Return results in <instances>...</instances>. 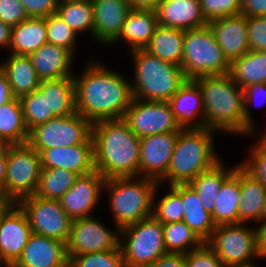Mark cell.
<instances>
[{"mask_svg":"<svg viewBox=\"0 0 266 267\" xmlns=\"http://www.w3.org/2000/svg\"><path fill=\"white\" fill-rule=\"evenodd\" d=\"M87 61L79 76L73 75L76 112L92 124L121 119L133 99L129 77L96 57Z\"/></svg>","mask_w":266,"mask_h":267,"instance_id":"1","label":"cell"},{"mask_svg":"<svg viewBox=\"0 0 266 267\" xmlns=\"http://www.w3.org/2000/svg\"><path fill=\"white\" fill-rule=\"evenodd\" d=\"M94 166L105 178L139 176L140 138L121 119L92 125Z\"/></svg>","mask_w":266,"mask_h":267,"instance_id":"2","label":"cell"},{"mask_svg":"<svg viewBox=\"0 0 266 267\" xmlns=\"http://www.w3.org/2000/svg\"><path fill=\"white\" fill-rule=\"evenodd\" d=\"M193 81L202 94L205 127L221 134L244 137V91L229 73L197 77Z\"/></svg>","mask_w":266,"mask_h":267,"instance_id":"3","label":"cell"},{"mask_svg":"<svg viewBox=\"0 0 266 267\" xmlns=\"http://www.w3.org/2000/svg\"><path fill=\"white\" fill-rule=\"evenodd\" d=\"M218 131L207 127L202 129H181L178 133L171 162L160 185L188 184L200 173L214 167L222 160L215 149Z\"/></svg>","mask_w":266,"mask_h":267,"instance_id":"4","label":"cell"},{"mask_svg":"<svg viewBox=\"0 0 266 267\" xmlns=\"http://www.w3.org/2000/svg\"><path fill=\"white\" fill-rule=\"evenodd\" d=\"M129 52L134 63L130 78L133 98L167 102L186 82L180 66L163 61L144 49Z\"/></svg>","mask_w":266,"mask_h":267,"instance_id":"5","label":"cell"},{"mask_svg":"<svg viewBox=\"0 0 266 267\" xmlns=\"http://www.w3.org/2000/svg\"><path fill=\"white\" fill-rule=\"evenodd\" d=\"M159 183L142 176L106 179L108 209L114 225L122 229L152 216L153 195Z\"/></svg>","mask_w":266,"mask_h":267,"instance_id":"6","label":"cell"},{"mask_svg":"<svg viewBox=\"0 0 266 267\" xmlns=\"http://www.w3.org/2000/svg\"><path fill=\"white\" fill-rule=\"evenodd\" d=\"M181 68L187 80L230 72V63L208 24L185 31Z\"/></svg>","mask_w":266,"mask_h":267,"instance_id":"7","label":"cell"},{"mask_svg":"<svg viewBox=\"0 0 266 267\" xmlns=\"http://www.w3.org/2000/svg\"><path fill=\"white\" fill-rule=\"evenodd\" d=\"M119 246L126 267L152 265L166 254L163 224L153 216L120 229Z\"/></svg>","mask_w":266,"mask_h":267,"instance_id":"8","label":"cell"},{"mask_svg":"<svg viewBox=\"0 0 266 267\" xmlns=\"http://www.w3.org/2000/svg\"><path fill=\"white\" fill-rule=\"evenodd\" d=\"M206 243L226 267H250L260 260L254 225H218Z\"/></svg>","mask_w":266,"mask_h":267,"instance_id":"9","label":"cell"},{"mask_svg":"<svg viewBox=\"0 0 266 267\" xmlns=\"http://www.w3.org/2000/svg\"><path fill=\"white\" fill-rule=\"evenodd\" d=\"M7 176L0 194L11 203L34 195L38 186L40 154L28 143L9 145L7 149Z\"/></svg>","mask_w":266,"mask_h":267,"instance_id":"10","label":"cell"},{"mask_svg":"<svg viewBox=\"0 0 266 267\" xmlns=\"http://www.w3.org/2000/svg\"><path fill=\"white\" fill-rule=\"evenodd\" d=\"M92 125L77 112L69 116L55 117L32 128L27 143L39 154L51 147L94 143Z\"/></svg>","mask_w":266,"mask_h":267,"instance_id":"11","label":"cell"},{"mask_svg":"<svg viewBox=\"0 0 266 267\" xmlns=\"http://www.w3.org/2000/svg\"><path fill=\"white\" fill-rule=\"evenodd\" d=\"M17 204L26 214L32 233L67 243L72 219L61 207L59 200L30 195Z\"/></svg>","mask_w":266,"mask_h":267,"instance_id":"12","label":"cell"},{"mask_svg":"<svg viewBox=\"0 0 266 267\" xmlns=\"http://www.w3.org/2000/svg\"><path fill=\"white\" fill-rule=\"evenodd\" d=\"M120 229L112 230L97 217L89 216L72 220L70 236L66 243L67 257L84 253L104 252L119 247Z\"/></svg>","mask_w":266,"mask_h":267,"instance_id":"13","label":"cell"},{"mask_svg":"<svg viewBox=\"0 0 266 267\" xmlns=\"http://www.w3.org/2000/svg\"><path fill=\"white\" fill-rule=\"evenodd\" d=\"M122 119L139 138L181 130L168 102L133 98Z\"/></svg>","mask_w":266,"mask_h":267,"instance_id":"14","label":"cell"},{"mask_svg":"<svg viewBox=\"0 0 266 267\" xmlns=\"http://www.w3.org/2000/svg\"><path fill=\"white\" fill-rule=\"evenodd\" d=\"M31 234L26 214L11 203L0 216V267H11L17 261Z\"/></svg>","mask_w":266,"mask_h":267,"instance_id":"15","label":"cell"},{"mask_svg":"<svg viewBox=\"0 0 266 267\" xmlns=\"http://www.w3.org/2000/svg\"><path fill=\"white\" fill-rule=\"evenodd\" d=\"M106 179L95 169L79 175L72 187L59 199L61 207L73 220L93 216L97 209Z\"/></svg>","mask_w":266,"mask_h":267,"instance_id":"16","label":"cell"},{"mask_svg":"<svg viewBox=\"0 0 266 267\" xmlns=\"http://www.w3.org/2000/svg\"><path fill=\"white\" fill-rule=\"evenodd\" d=\"M178 133H159L140 138L139 176L157 182L165 176Z\"/></svg>","mask_w":266,"mask_h":267,"instance_id":"17","label":"cell"},{"mask_svg":"<svg viewBox=\"0 0 266 267\" xmlns=\"http://www.w3.org/2000/svg\"><path fill=\"white\" fill-rule=\"evenodd\" d=\"M93 39L109 46L119 37L128 12L127 0H93Z\"/></svg>","mask_w":266,"mask_h":267,"instance_id":"18","label":"cell"},{"mask_svg":"<svg viewBox=\"0 0 266 267\" xmlns=\"http://www.w3.org/2000/svg\"><path fill=\"white\" fill-rule=\"evenodd\" d=\"M11 267H69L66 243L32 233Z\"/></svg>","mask_w":266,"mask_h":267,"instance_id":"19","label":"cell"},{"mask_svg":"<svg viewBox=\"0 0 266 267\" xmlns=\"http://www.w3.org/2000/svg\"><path fill=\"white\" fill-rule=\"evenodd\" d=\"M207 24L229 63L249 51L246 16L212 19Z\"/></svg>","mask_w":266,"mask_h":267,"instance_id":"20","label":"cell"},{"mask_svg":"<svg viewBox=\"0 0 266 267\" xmlns=\"http://www.w3.org/2000/svg\"><path fill=\"white\" fill-rule=\"evenodd\" d=\"M42 168H61L78 175L90 173L94 166V143L51 147L40 153Z\"/></svg>","mask_w":266,"mask_h":267,"instance_id":"21","label":"cell"},{"mask_svg":"<svg viewBox=\"0 0 266 267\" xmlns=\"http://www.w3.org/2000/svg\"><path fill=\"white\" fill-rule=\"evenodd\" d=\"M167 102L181 129L205 128L203 98L193 80H186Z\"/></svg>","mask_w":266,"mask_h":267,"instance_id":"22","label":"cell"},{"mask_svg":"<svg viewBox=\"0 0 266 267\" xmlns=\"http://www.w3.org/2000/svg\"><path fill=\"white\" fill-rule=\"evenodd\" d=\"M158 25L191 30L207 25L200 0H161L156 10Z\"/></svg>","mask_w":266,"mask_h":267,"instance_id":"23","label":"cell"},{"mask_svg":"<svg viewBox=\"0 0 266 267\" xmlns=\"http://www.w3.org/2000/svg\"><path fill=\"white\" fill-rule=\"evenodd\" d=\"M29 57L41 80L60 79L74 75L75 56L66 48L46 43Z\"/></svg>","mask_w":266,"mask_h":267,"instance_id":"24","label":"cell"},{"mask_svg":"<svg viewBox=\"0 0 266 267\" xmlns=\"http://www.w3.org/2000/svg\"><path fill=\"white\" fill-rule=\"evenodd\" d=\"M157 26L156 11L130 10L119 37L110 46L121 42L129 51L144 49Z\"/></svg>","mask_w":266,"mask_h":267,"instance_id":"25","label":"cell"},{"mask_svg":"<svg viewBox=\"0 0 266 267\" xmlns=\"http://www.w3.org/2000/svg\"><path fill=\"white\" fill-rule=\"evenodd\" d=\"M170 187L182 198L184 207L182 221L206 243L216 228L211 214L205 210L197 193L189 184H174Z\"/></svg>","mask_w":266,"mask_h":267,"instance_id":"26","label":"cell"},{"mask_svg":"<svg viewBox=\"0 0 266 267\" xmlns=\"http://www.w3.org/2000/svg\"><path fill=\"white\" fill-rule=\"evenodd\" d=\"M266 187L240 164V202L238 223L261 222Z\"/></svg>","mask_w":266,"mask_h":267,"instance_id":"27","label":"cell"},{"mask_svg":"<svg viewBox=\"0 0 266 267\" xmlns=\"http://www.w3.org/2000/svg\"><path fill=\"white\" fill-rule=\"evenodd\" d=\"M0 71L7 77L16 98L33 92L41 83L30 57L26 55L9 54L0 63Z\"/></svg>","mask_w":266,"mask_h":267,"instance_id":"28","label":"cell"},{"mask_svg":"<svg viewBox=\"0 0 266 267\" xmlns=\"http://www.w3.org/2000/svg\"><path fill=\"white\" fill-rule=\"evenodd\" d=\"M240 202V163L234 172L222 183L214 203L212 220L216 226L238 223Z\"/></svg>","mask_w":266,"mask_h":267,"instance_id":"29","label":"cell"},{"mask_svg":"<svg viewBox=\"0 0 266 267\" xmlns=\"http://www.w3.org/2000/svg\"><path fill=\"white\" fill-rule=\"evenodd\" d=\"M47 43L44 18L30 17L12 27L10 54L29 56Z\"/></svg>","mask_w":266,"mask_h":267,"instance_id":"30","label":"cell"},{"mask_svg":"<svg viewBox=\"0 0 266 267\" xmlns=\"http://www.w3.org/2000/svg\"><path fill=\"white\" fill-rule=\"evenodd\" d=\"M185 31L158 25L144 50L159 59L181 67Z\"/></svg>","mask_w":266,"mask_h":267,"instance_id":"31","label":"cell"},{"mask_svg":"<svg viewBox=\"0 0 266 267\" xmlns=\"http://www.w3.org/2000/svg\"><path fill=\"white\" fill-rule=\"evenodd\" d=\"M38 89L42 96H46L48 111L55 117L69 116L76 112L73 77L41 80Z\"/></svg>","mask_w":266,"mask_h":267,"instance_id":"32","label":"cell"},{"mask_svg":"<svg viewBox=\"0 0 266 267\" xmlns=\"http://www.w3.org/2000/svg\"><path fill=\"white\" fill-rule=\"evenodd\" d=\"M222 160L211 169L200 173L188 184L197 193L205 210L212 215L217 193L222 183L234 172L237 165L232 167L224 165Z\"/></svg>","mask_w":266,"mask_h":267,"instance_id":"33","label":"cell"},{"mask_svg":"<svg viewBox=\"0 0 266 267\" xmlns=\"http://www.w3.org/2000/svg\"><path fill=\"white\" fill-rule=\"evenodd\" d=\"M229 75L242 89L266 83V52L249 50L230 63Z\"/></svg>","mask_w":266,"mask_h":267,"instance_id":"34","label":"cell"},{"mask_svg":"<svg viewBox=\"0 0 266 267\" xmlns=\"http://www.w3.org/2000/svg\"><path fill=\"white\" fill-rule=\"evenodd\" d=\"M27 130L19 98L0 106V138L4 143L25 144L28 141Z\"/></svg>","mask_w":266,"mask_h":267,"instance_id":"35","label":"cell"},{"mask_svg":"<svg viewBox=\"0 0 266 267\" xmlns=\"http://www.w3.org/2000/svg\"><path fill=\"white\" fill-rule=\"evenodd\" d=\"M56 13L78 36L86 32L93 39L94 15L91 2L60 0Z\"/></svg>","mask_w":266,"mask_h":267,"instance_id":"36","label":"cell"},{"mask_svg":"<svg viewBox=\"0 0 266 267\" xmlns=\"http://www.w3.org/2000/svg\"><path fill=\"white\" fill-rule=\"evenodd\" d=\"M79 175L61 168H42L35 196L59 200Z\"/></svg>","mask_w":266,"mask_h":267,"instance_id":"37","label":"cell"},{"mask_svg":"<svg viewBox=\"0 0 266 267\" xmlns=\"http://www.w3.org/2000/svg\"><path fill=\"white\" fill-rule=\"evenodd\" d=\"M163 239L167 253L186 254L204 244L184 221L163 224Z\"/></svg>","mask_w":266,"mask_h":267,"instance_id":"38","label":"cell"},{"mask_svg":"<svg viewBox=\"0 0 266 267\" xmlns=\"http://www.w3.org/2000/svg\"><path fill=\"white\" fill-rule=\"evenodd\" d=\"M160 187L162 186L158 184L154 191L152 216L162 224L182 221L184 216L182 198L170 186L167 187L166 194L158 195ZM159 196L161 198L157 199Z\"/></svg>","mask_w":266,"mask_h":267,"instance_id":"39","label":"cell"},{"mask_svg":"<svg viewBox=\"0 0 266 267\" xmlns=\"http://www.w3.org/2000/svg\"><path fill=\"white\" fill-rule=\"evenodd\" d=\"M25 126L30 131L35 126L55 118L51 111H48L46 96H42L37 88L33 92L19 98Z\"/></svg>","mask_w":266,"mask_h":267,"instance_id":"40","label":"cell"},{"mask_svg":"<svg viewBox=\"0 0 266 267\" xmlns=\"http://www.w3.org/2000/svg\"><path fill=\"white\" fill-rule=\"evenodd\" d=\"M44 19L46 21L47 43L66 48L75 56L76 51H78V35L57 13L50 14Z\"/></svg>","mask_w":266,"mask_h":267,"instance_id":"41","label":"cell"},{"mask_svg":"<svg viewBox=\"0 0 266 267\" xmlns=\"http://www.w3.org/2000/svg\"><path fill=\"white\" fill-rule=\"evenodd\" d=\"M254 136L258 139L251 143L247 151L250 154L239 163L266 187V133L258 132L248 137L254 138Z\"/></svg>","mask_w":266,"mask_h":267,"instance_id":"42","label":"cell"},{"mask_svg":"<svg viewBox=\"0 0 266 267\" xmlns=\"http://www.w3.org/2000/svg\"><path fill=\"white\" fill-rule=\"evenodd\" d=\"M69 267H126L120 246L114 250L74 256Z\"/></svg>","mask_w":266,"mask_h":267,"instance_id":"43","label":"cell"},{"mask_svg":"<svg viewBox=\"0 0 266 267\" xmlns=\"http://www.w3.org/2000/svg\"><path fill=\"white\" fill-rule=\"evenodd\" d=\"M244 91V118H245V137L258 132H265V130H258L256 126V122L252 117V112L250 110V105L252 104L257 106H265L266 105V83H258V84H250ZM257 101V103H256ZM260 102V103H259ZM259 106V107H260ZM266 109V108H265Z\"/></svg>","mask_w":266,"mask_h":267,"instance_id":"44","label":"cell"},{"mask_svg":"<svg viewBox=\"0 0 266 267\" xmlns=\"http://www.w3.org/2000/svg\"><path fill=\"white\" fill-rule=\"evenodd\" d=\"M201 12L208 21L240 15V0H200Z\"/></svg>","mask_w":266,"mask_h":267,"instance_id":"45","label":"cell"},{"mask_svg":"<svg viewBox=\"0 0 266 267\" xmlns=\"http://www.w3.org/2000/svg\"><path fill=\"white\" fill-rule=\"evenodd\" d=\"M185 261L187 267H226L207 243L186 253Z\"/></svg>","mask_w":266,"mask_h":267,"instance_id":"46","label":"cell"},{"mask_svg":"<svg viewBox=\"0 0 266 267\" xmlns=\"http://www.w3.org/2000/svg\"><path fill=\"white\" fill-rule=\"evenodd\" d=\"M250 51L266 52V16L247 17Z\"/></svg>","mask_w":266,"mask_h":267,"instance_id":"47","label":"cell"},{"mask_svg":"<svg viewBox=\"0 0 266 267\" xmlns=\"http://www.w3.org/2000/svg\"><path fill=\"white\" fill-rule=\"evenodd\" d=\"M28 18L20 0H0V21L13 27Z\"/></svg>","mask_w":266,"mask_h":267,"instance_id":"48","label":"cell"},{"mask_svg":"<svg viewBox=\"0 0 266 267\" xmlns=\"http://www.w3.org/2000/svg\"><path fill=\"white\" fill-rule=\"evenodd\" d=\"M29 17L44 18L56 13L60 0H20Z\"/></svg>","mask_w":266,"mask_h":267,"instance_id":"49","label":"cell"},{"mask_svg":"<svg viewBox=\"0 0 266 267\" xmlns=\"http://www.w3.org/2000/svg\"><path fill=\"white\" fill-rule=\"evenodd\" d=\"M240 15L246 17L266 16V0H240Z\"/></svg>","mask_w":266,"mask_h":267,"instance_id":"50","label":"cell"},{"mask_svg":"<svg viewBox=\"0 0 266 267\" xmlns=\"http://www.w3.org/2000/svg\"><path fill=\"white\" fill-rule=\"evenodd\" d=\"M153 267H187L185 254L181 253H166L158 258L153 264Z\"/></svg>","mask_w":266,"mask_h":267,"instance_id":"51","label":"cell"},{"mask_svg":"<svg viewBox=\"0 0 266 267\" xmlns=\"http://www.w3.org/2000/svg\"><path fill=\"white\" fill-rule=\"evenodd\" d=\"M255 226L257 249L261 259H266V221H261Z\"/></svg>","mask_w":266,"mask_h":267,"instance_id":"52","label":"cell"},{"mask_svg":"<svg viewBox=\"0 0 266 267\" xmlns=\"http://www.w3.org/2000/svg\"><path fill=\"white\" fill-rule=\"evenodd\" d=\"M15 98L7 77L0 71V106L7 104Z\"/></svg>","mask_w":266,"mask_h":267,"instance_id":"53","label":"cell"},{"mask_svg":"<svg viewBox=\"0 0 266 267\" xmlns=\"http://www.w3.org/2000/svg\"><path fill=\"white\" fill-rule=\"evenodd\" d=\"M161 0H127L131 10L156 11Z\"/></svg>","mask_w":266,"mask_h":267,"instance_id":"54","label":"cell"},{"mask_svg":"<svg viewBox=\"0 0 266 267\" xmlns=\"http://www.w3.org/2000/svg\"><path fill=\"white\" fill-rule=\"evenodd\" d=\"M12 27L0 21V50L10 47Z\"/></svg>","mask_w":266,"mask_h":267,"instance_id":"55","label":"cell"},{"mask_svg":"<svg viewBox=\"0 0 266 267\" xmlns=\"http://www.w3.org/2000/svg\"><path fill=\"white\" fill-rule=\"evenodd\" d=\"M10 144L0 146V188L4 185L7 176V149Z\"/></svg>","mask_w":266,"mask_h":267,"instance_id":"56","label":"cell"},{"mask_svg":"<svg viewBox=\"0 0 266 267\" xmlns=\"http://www.w3.org/2000/svg\"><path fill=\"white\" fill-rule=\"evenodd\" d=\"M10 204L11 202L0 194V216Z\"/></svg>","mask_w":266,"mask_h":267,"instance_id":"57","label":"cell"},{"mask_svg":"<svg viewBox=\"0 0 266 267\" xmlns=\"http://www.w3.org/2000/svg\"><path fill=\"white\" fill-rule=\"evenodd\" d=\"M261 221H266V200L263 206Z\"/></svg>","mask_w":266,"mask_h":267,"instance_id":"58","label":"cell"},{"mask_svg":"<svg viewBox=\"0 0 266 267\" xmlns=\"http://www.w3.org/2000/svg\"><path fill=\"white\" fill-rule=\"evenodd\" d=\"M136 267H153L152 265H146V266H136Z\"/></svg>","mask_w":266,"mask_h":267,"instance_id":"59","label":"cell"},{"mask_svg":"<svg viewBox=\"0 0 266 267\" xmlns=\"http://www.w3.org/2000/svg\"><path fill=\"white\" fill-rule=\"evenodd\" d=\"M5 143L1 140V138H0V146L1 145H4Z\"/></svg>","mask_w":266,"mask_h":267,"instance_id":"60","label":"cell"},{"mask_svg":"<svg viewBox=\"0 0 266 267\" xmlns=\"http://www.w3.org/2000/svg\"><path fill=\"white\" fill-rule=\"evenodd\" d=\"M78 1H87V2H92L93 0H78Z\"/></svg>","mask_w":266,"mask_h":267,"instance_id":"61","label":"cell"}]
</instances>
